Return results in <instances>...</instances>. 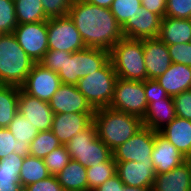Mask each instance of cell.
<instances>
[{
  "mask_svg": "<svg viewBox=\"0 0 191 191\" xmlns=\"http://www.w3.org/2000/svg\"><path fill=\"white\" fill-rule=\"evenodd\" d=\"M74 0H41L46 17L55 18L68 15Z\"/></svg>",
  "mask_w": 191,
  "mask_h": 191,
  "instance_id": "cell-37",
  "label": "cell"
},
{
  "mask_svg": "<svg viewBox=\"0 0 191 191\" xmlns=\"http://www.w3.org/2000/svg\"><path fill=\"white\" fill-rule=\"evenodd\" d=\"M26 191H64L56 176L51 175L44 180L25 187Z\"/></svg>",
  "mask_w": 191,
  "mask_h": 191,
  "instance_id": "cell-43",
  "label": "cell"
},
{
  "mask_svg": "<svg viewBox=\"0 0 191 191\" xmlns=\"http://www.w3.org/2000/svg\"><path fill=\"white\" fill-rule=\"evenodd\" d=\"M22 186H0V191H20Z\"/></svg>",
  "mask_w": 191,
  "mask_h": 191,
  "instance_id": "cell-47",
  "label": "cell"
},
{
  "mask_svg": "<svg viewBox=\"0 0 191 191\" xmlns=\"http://www.w3.org/2000/svg\"><path fill=\"white\" fill-rule=\"evenodd\" d=\"M23 159L15 152L0 159V186H22L19 175Z\"/></svg>",
  "mask_w": 191,
  "mask_h": 191,
  "instance_id": "cell-29",
  "label": "cell"
},
{
  "mask_svg": "<svg viewBox=\"0 0 191 191\" xmlns=\"http://www.w3.org/2000/svg\"><path fill=\"white\" fill-rule=\"evenodd\" d=\"M152 191H191V168L188 161L170 172L156 174Z\"/></svg>",
  "mask_w": 191,
  "mask_h": 191,
  "instance_id": "cell-21",
  "label": "cell"
},
{
  "mask_svg": "<svg viewBox=\"0 0 191 191\" xmlns=\"http://www.w3.org/2000/svg\"><path fill=\"white\" fill-rule=\"evenodd\" d=\"M109 108L136 115L143 119L148 109L144 81L117 78L114 86V96Z\"/></svg>",
  "mask_w": 191,
  "mask_h": 191,
  "instance_id": "cell-8",
  "label": "cell"
},
{
  "mask_svg": "<svg viewBox=\"0 0 191 191\" xmlns=\"http://www.w3.org/2000/svg\"><path fill=\"white\" fill-rule=\"evenodd\" d=\"M18 112L39 131L51 130L54 113L49 102L28 95L21 87H19Z\"/></svg>",
  "mask_w": 191,
  "mask_h": 191,
  "instance_id": "cell-15",
  "label": "cell"
},
{
  "mask_svg": "<svg viewBox=\"0 0 191 191\" xmlns=\"http://www.w3.org/2000/svg\"><path fill=\"white\" fill-rule=\"evenodd\" d=\"M34 64L13 33L0 37V84L21 87Z\"/></svg>",
  "mask_w": 191,
  "mask_h": 191,
  "instance_id": "cell-3",
  "label": "cell"
},
{
  "mask_svg": "<svg viewBox=\"0 0 191 191\" xmlns=\"http://www.w3.org/2000/svg\"><path fill=\"white\" fill-rule=\"evenodd\" d=\"M161 19L159 15L141 6L121 27L123 36L130 39L159 37Z\"/></svg>",
  "mask_w": 191,
  "mask_h": 191,
  "instance_id": "cell-16",
  "label": "cell"
},
{
  "mask_svg": "<svg viewBox=\"0 0 191 191\" xmlns=\"http://www.w3.org/2000/svg\"><path fill=\"white\" fill-rule=\"evenodd\" d=\"M61 145V142L51 130L39 131L29 145V155L43 159Z\"/></svg>",
  "mask_w": 191,
  "mask_h": 191,
  "instance_id": "cell-31",
  "label": "cell"
},
{
  "mask_svg": "<svg viewBox=\"0 0 191 191\" xmlns=\"http://www.w3.org/2000/svg\"><path fill=\"white\" fill-rule=\"evenodd\" d=\"M187 161L189 162L190 168H191V157L187 158Z\"/></svg>",
  "mask_w": 191,
  "mask_h": 191,
  "instance_id": "cell-48",
  "label": "cell"
},
{
  "mask_svg": "<svg viewBox=\"0 0 191 191\" xmlns=\"http://www.w3.org/2000/svg\"><path fill=\"white\" fill-rule=\"evenodd\" d=\"M19 87L0 84V128H7L18 113Z\"/></svg>",
  "mask_w": 191,
  "mask_h": 191,
  "instance_id": "cell-26",
  "label": "cell"
},
{
  "mask_svg": "<svg viewBox=\"0 0 191 191\" xmlns=\"http://www.w3.org/2000/svg\"><path fill=\"white\" fill-rule=\"evenodd\" d=\"M30 143H18L8 128H0V159L15 152L22 157L29 155Z\"/></svg>",
  "mask_w": 191,
  "mask_h": 191,
  "instance_id": "cell-33",
  "label": "cell"
},
{
  "mask_svg": "<svg viewBox=\"0 0 191 191\" xmlns=\"http://www.w3.org/2000/svg\"><path fill=\"white\" fill-rule=\"evenodd\" d=\"M116 174V162L113 157L109 161L101 162L94 166H88V191H94L101 184H104L109 178H112Z\"/></svg>",
  "mask_w": 191,
  "mask_h": 191,
  "instance_id": "cell-30",
  "label": "cell"
},
{
  "mask_svg": "<svg viewBox=\"0 0 191 191\" xmlns=\"http://www.w3.org/2000/svg\"><path fill=\"white\" fill-rule=\"evenodd\" d=\"M56 177L64 191H88L87 167L74 159Z\"/></svg>",
  "mask_w": 191,
  "mask_h": 191,
  "instance_id": "cell-25",
  "label": "cell"
},
{
  "mask_svg": "<svg viewBox=\"0 0 191 191\" xmlns=\"http://www.w3.org/2000/svg\"><path fill=\"white\" fill-rule=\"evenodd\" d=\"M147 79L160 77L172 64L168 46L158 37L143 39Z\"/></svg>",
  "mask_w": 191,
  "mask_h": 191,
  "instance_id": "cell-17",
  "label": "cell"
},
{
  "mask_svg": "<svg viewBox=\"0 0 191 191\" xmlns=\"http://www.w3.org/2000/svg\"><path fill=\"white\" fill-rule=\"evenodd\" d=\"M110 60V52L89 48L64 54L63 67L57 73L62 84L76 85L80 78L101 69Z\"/></svg>",
  "mask_w": 191,
  "mask_h": 191,
  "instance_id": "cell-5",
  "label": "cell"
},
{
  "mask_svg": "<svg viewBox=\"0 0 191 191\" xmlns=\"http://www.w3.org/2000/svg\"><path fill=\"white\" fill-rule=\"evenodd\" d=\"M117 78L113 64L109 60L101 69L80 78L76 87L94 109L106 108L112 102Z\"/></svg>",
  "mask_w": 191,
  "mask_h": 191,
  "instance_id": "cell-6",
  "label": "cell"
},
{
  "mask_svg": "<svg viewBox=\"0 0 191 191\" xmlns=\"http://www.w3.org/2000/svg\"><path fill=\"white\" fill-rule=\"evenodd\" d=\"M94 191H150L148 189L141 188H127L116 174L112 178H109L104 184H101Z\"/></svg>",
  "mask_w": 191,
  "mask_h": 191,
  "instance_id": "cell-44",
  "label": "cell"
},
{
  "mask_svg": "<svg viewBox=\"0 0 191 191\" xmlns=\"http://www.w3.org/2000/svg\"><path fill=\"white\" fill-rule=\"evenodd\" d=\"M84 1L97 5L99 7H104V8H109V9L113 2V0H84Z\"/></svg>",
  "mask_w": 191,
  "mask_h": 191,
  "instance_id": "cell-46",
  "label": "cell"
},
{
  "mask_svg": "<svg viewBox=\"0 0 191 191\" xmlns=\"http://www.w3.org/2000/svg\"><path fill=\"white\" fill-rule=\"evenodd\" d=\"M51 176L44 160L33 156H26L23 159L19 179L23 188L36 183L40 180H44Z\"/></svg>",
  "mask_w": 191,
  "mask_h": 191,
  "instance_id": "cell-27",
  "label": "cell"
},
{
  "mask_svg": "<svg viewBox=\"0 0 191 191\" xmlns=\"http://www.w3.org/2000/svg\"><path fill=\"white\" fill-rule=\"evenodd\" d=\"M7 128L12 132L18 143H31L39 133V130L19 112L15 115Z\"/></svg>",
  "mask_w": 191,
  "mask_h": 191,
  "instance_id": "cell-32",
  "label": "cell"
},
{
  "mask_svg": "<svg viewBox=\"0 0 191 191\" xmlns=\"http://www.w3.org/2000/svg\"><path fill=\"white\" fill-rule=\"evenodd\" d=\"M61 84L56 72L35 63L21 89L32 97L49 102Z\"/></svg>",
  "mask_w": 191,
  "mask_h": 191,
  "instance_id": "cell-12",
  "label": "cell"
},
{
  "mask_svg": "<svg viewBox=\"0 0 191 191\" xmlns=\"http://www.w3.org/2000/svg\"><path fill=\"white\" fill-rule=\"evenodd\" d=\"M141 6V0H113L110 10L122 27Z\"/></svg>",
  "mask_w": 191,
  "mask_h": 191,
  "instance_id": "cell-34",
  "label": "cell"
},
{
  "mask_svg": "<svg viewBox=\"0 0 191 191\" xmlns=\"http://www.w3.org/2000/svg\"><path fill=\"white\" fill-rule=\"evenodd\" d=\"M110 60L118 78L134 81L147 79L143 39L123 37L112 47Z\"/></svg>",
  "mask_w": 191,
  "mask_h": 191,
  "instance_id": "cell-4",
  "label": "cell"
},
{
  "mask_svg": "<svg viewBox=\"0 0 191 191\" xmlns=\"http://www.w3.org/2000/svg\"><path fill=\"white\" fill-rule=\"evenodd\" d=\"M176 116L191 120V89L172 97Z\"/></svg>",
  "mask_w": 191,
  "mask_h": 191,
  "instance_id": "cell-40",
  "label": "cell"
},
{
  "mask_svg": "<svg viewBox=\"0 0 191 191\" xmlns=\"http://www.w3.org/2000/svg\"><path fill=\"white\" fill-rule=\"evenodd\" d=\"M54 114L59 113H95V109L76 85L61 84L49 101Z\"/></svg>",
  "mask_w": 191,
  "mask_h": 191,
  "instance_id": "cell-14",
  "label": "cell"
},
{
  "mask_svg": "<svg viewBox=\"0 0 191 191\" xmlns=\"http://www.w3.org/2000/svg\"><path fill=\"white\" fill-rule=\"evenodd\" d=\"M13 34L21 48L35 63L48 51L47 21L18 24Z\"/></svg>",
  "mask_w": 191,
  "mask_h": 191,
  "instance_id": "cell-10",
  "label": "cell"
},
{
  "mask_svg": "<svg viewBox=\"0 0 191 191\" xmlns=\"http://www.w3.org/2000/svg\"><path fill=\"white\" fill-rule=\"evenodd\" d=\"M93 123L98 138L111 151L122 145L143 127L142 118L109 107L95 109Z\"/></svg>",
  "mask_w": 191,
  "mask_h": 191,
  "instance_id": "cell-2",
  "label": "cell"
},
{
  "mask_svg": "<svg viewBox=\"0 0 191 191\" xmlns=\"http://www.w3.org/2000/svg\"><path fill=\"white\" fill-rule=\"evenodd\" d=\"M155 131L143 126L131 138L112 151L115 162H148L152 161Z\"/></svg>",
  "mask_w": 191,
  "mask_h": 191,
  "instance_id": "cell-11",
  "label": "cell"
},
{
  "mask_svg": "<svg viewBox=\"0 0 191 191\" xmlns=\"http://www.w3.org/2000/svg\"><path fill=\"white\" fill-rule=\"evenodd\" d=\"M68 16L74 22L86 47L110 52L124 37L121 26L109 8L84 0H74Z\"/></svg>",
  "mask_w": 191,
  "mask_h": 191,
  "instance_id": "cell-1",
  "label": "cell"
},
{
  "mask_svg": "<svg viewBox=\"0 0 191 191\" xmlns=\"http://www.w3.org/2000/svg\"><path fill=\"white\" fill-rule=\"evenodd\" d=\"M144 91L148 105L153 101L162 100L164 98H172L160 86L156 79H146L144 81Z\"/></svg>",
  "mask_w": 191,
  "mask_h": 191,
  "instance_id": "cell-42",
  "label": "cell"
},
{
  "mask_svg": "<svg viewBox=\"0 0 191 191\" xmlns=\"http://www.w3.org/2000/svg\"><path fill=\"white\" fill-rule=\"evenodd\" d=\"M4 34V32L0 29V37Z\"/></svg>",
  "mask_w": 191,
  "mask_h": 191,
  "instance_id": "cell-49",
  "label": "cell"
},
{
  "mask_svg": "<svg viewBox=\"0 0 191 191\" xmlns=\"http://www.w3.org/2000/svg\"><path fill=\"white\" fill-rule=\"evenodd\" d=\"M18 24L47 21L41 0H14Z\"/></svg>",
  "mask_w": 191,
  "mask_h": 191,
  "instance_id": "cell-28",
  "label": "cell"
},
{
  "mask_svg": "<svg viewBox=\"0 0 191 191\" xmlns=\"http://www.w3.org/2000/svg\"><path fill=\"white\" fill-rule=\"evenodd\" d=\"M165 16L191 19V0H166Z\"/></svg>",
  "mask_w": 191,
  "mask_h": 191,
  "instance_id": "cell-38",
  "label": "cell"
},
{
  "mask_svg": "<svg viewBox=\"0 0 191 191\" xmlns=\"http://www.w3.org/2000/svg\"><path fill=\"white\" fill-rule=\"evenodd\" d=\"M172 63H180L191 67V44L180 43L167 45Z\"/></svg>",
  "mask_w": 191,
  "mask_h": 191,
  "instance_id": "cell-39",
  "label": "cell"
},
{
  "mask_svg": "<svg viewBox=\"0 0 191 191\" xmlns=\"http://www.w3.org/2000/svg\"><path fill=\"white\" fill-rule=\"evenodd\" d=\"M158 38L166 45L190 43L191 19L163 17Z\"/></svg>",
  "mask_w": 191,
  "mask_h": 191,
  "instance_id": "cell-24",
  "label": "cell"
},
{
  "mask_svg": "<svg viewBox=\"0 0 191 191\" xmlns=\"http://www.w3.org/2000/svg\"><path fill=\"white\" fill-rule=\"evenodd\" d=\"M159 133L186 158L191 157V120L176 116Z\"/></svg>",
  "mask_w": 191,
  "mask_h": 191,
  "instance_id": "cell-22",
  "label": "cell"
},
{
  "mask_svg": "<svg viewBox=\"0 0 191 191\" xmlns=\"http://www.w3.org/2000/svg\"><path fill=\"white\" fill-rule=\"evenodd\" d=\"M176 117L173 98L153 101L148 105L147 113L143 117V126L159 132Z\"/></svg>",
  "mask_w": 191,
  "mask_h": 191,
  "instance_id": "cell-23",
  "label": "cell"
},
{
  "mask_svg": "<svg viewBox=\"0 0 191 191\" xmlns=\"http://www.w3.org/2000/svg\"><path fill=\"white\" fill-rule=\"evenodd\" d=\"M44 163L51 175L59 174L70 162L71 156L66 145H61L43 158Z\"/></svg>",
  "mask_w": 191,
  "mask_h": 191,
  "instance_id": "cell-35",
  "label": "cell"
},
{
  "mask_svg": "<svg viewBox=\"0 0 191 191\" xmlns=\"http://www.w3.org/2000/svg\"><path fill=\"white\" fill-rule=\"evenodd\" d=\"M141 3L146 10L159 15L161 18L165 17L166 0H141Z\"/></svg>",
  "mask_w": 191,
  "mask_h": 191,
  "instance_id": "cell-45",
  "label": "cell"
},
{
  "mask_svg": "<svg viewBox=\"0 0 191 191\" xmlns=\"http://www.w3.org/2000/svg\"><path fill=\"white\" fill-rule=\"evenodd\" d=\"M156 81L173 97L191 89V67L180 63H172Z\"/></svg>",
  "mask_w": 191,
  "mask_h": 191,
  "instance_id": "cell-20",
  "label": "cell"
},
{
  "mask_svg": "<svg viewBox=\"0 0 191 191\" xmlns=\"http://www.w3.org/2000/svg\"><path fill=\"white\" fill-rule=\"evenodd\" d=\"M47 31L48 50L73 53L86 48L74 22L68 15L49 18Z\"/></svg>",
  "mask_w": 191,
  "mask_h": 191,
  "instance_id": "cell-9",
  "label": "cell"
},
{
  "mask_svg": "<svg viewBox=\"0 0 191 191\" xmlns=\"http://www.w3.org/2000/svg\"><path fill=\"white\" fill-rule=\"evenodd\" d=\"M116 173L127 188L153 189L156 177L153 161L116 162Z\"/></svg>",
  "mask_w": 191,
  "mask_h": 191,
  "instance_id": "cell-13",
  "label": "cell"
},
{
  "mask_svg": "<svg viewBox=\"0 0 191 191\" xmlns=\"http://www.w3.org/2000/svg\"><path fill=\"white\" fill-rule=\"evenodd\" d=\"M64 54H69V52L48 50L38 63L43 67L58 73L63 67Z\"/></svg>",
  "mask_w": 191,
  "mask_h": 191,
  "instance_id": "cell-41",
  "label": "cell"
},
{
  "mask_svg": "<svg viewBox=\"0 0 191 191\" xmlns=\"http://www.w3.org/2000/svg\"><path fill=\"white\" fill-rule=\"evenodd\" d=\"M17 25L14 0H0V29L13 33Z\"/></svg>",
  "mask_w": 191,
  "mask_h": 191,
  "instance_id": "cell-36",
  "label": "cell"
},
{
  "mask_svg": "<svg viewBox=\"0 0 191 191\" xmlns=\"http://www.w3.org/2000/svg\"><path fill=\"white\" fill-rule=\"evenodd\" d=\"M94 113H59L54 114L51 131L62 145L86 129L93 122Z\"/></svg>",
  "mask_w": 191,
  "mask_h": 191,
  "instance_id": "cell-18",
  "label": "cell"
},
{
  "mask_svg": "<svg viewBox=\"0 0 191 191\" xmlns=\"http://www.w3.org/2000/svg\"><path fill=\"white\" fill-rule=\"evenodd\" d=\"M151 159L153 161L156 174L170 172L175 167L187 161L185 155H183L172 143L156 131Z\"/></svg>",
  "mask_w": 191,
  "mask_h": 191,
  "instance_id": "cell-19",
  "label": "cell"
},
{
  "mask_svg": "<svg viewBox=\"0 0 191 191\" xmlns=\"http://www.w3.org/2000/svg\"><path fill=\"white\" fill-rule=\"evenodd\" d=\"M65 145L71 159L86 167L109 161L113 157L109 147L98 138L93 122Z\"/></svg>",
  "mask_w": 191,
  "mask_h": 191,
  "instance_id": "cell-7",
  "label": "cell"
}]
</instances>
